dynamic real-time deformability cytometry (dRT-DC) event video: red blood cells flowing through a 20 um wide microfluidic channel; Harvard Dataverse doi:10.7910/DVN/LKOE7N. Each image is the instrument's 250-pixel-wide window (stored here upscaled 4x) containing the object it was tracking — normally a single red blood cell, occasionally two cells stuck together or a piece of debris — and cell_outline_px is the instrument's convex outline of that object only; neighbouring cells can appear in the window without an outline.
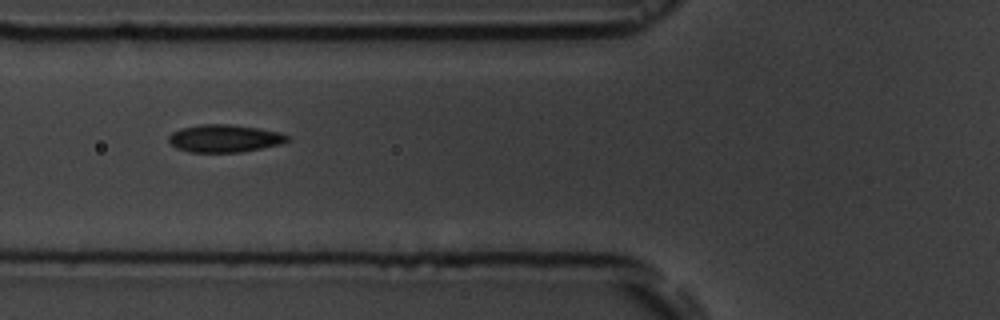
{"species": "common noctule bat (a hibernating species)", "species_latin": "Nyctalus noctula", "temperature_condition": "room temperature", "stored_images_in_passage": 7, "camera_frame_rate_fps": 3000, "um_per_image_px": 0.085, "animal": {"sex": "male", "body_mass_g": 19.5, "forearm_length_mm": 54.6}, "frame": {"image": 1, "passage_image": 5, "time_ms": 6.333, "image_size_px": [1000, 320], "cell_outline_px": [[292, 140], [284, 144], [240, 152], [188, 152], [176, 148], [168, 140], [168, 136], [172, 132], [180, 128], [204, 124], [228, 124], [260, 128], [280, 132], [292, 136]], "centroid_in_image_um": [19.15, 11.76], "position_along_channel_um": 106.6, "area_um2": 19.42}}
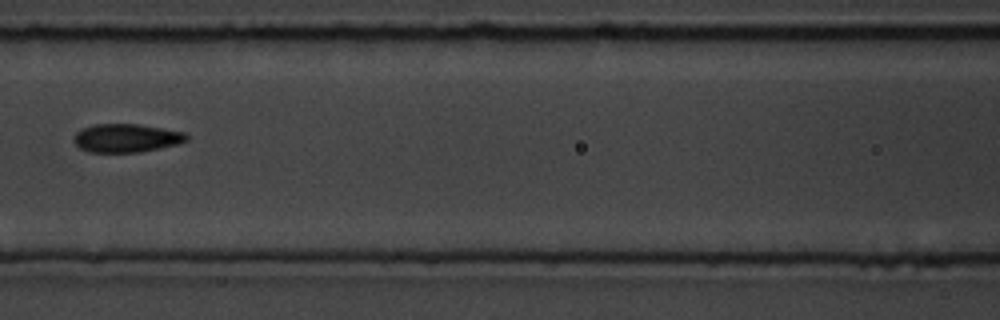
{"frame": {"image": 2, "passage_image": 6, "time_ms": 7.667, "image_size_px": [1000, 320], "cell_outline_px": [[188, 140], [180, 144], [140, 152], [88, 152], [80, 148], [72, 140], [76, 132], [92, 124], [140, 124], [184, 132], [188, 136]], "centroid_in_image_um": [10.75, 11.73], "position_along_channel_um": 155.9, "area_um2": 18.79}}
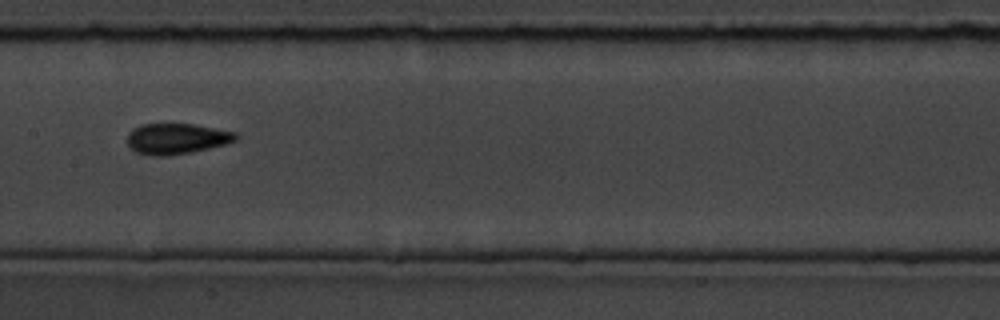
{"frame": {"image": 3, "passage_image": 7, "time_ms": 8.667, "image_size_px": [1000, 320], "cell_outline_px": [[240, 136], [236, 140], [228, 144], [192, 152], [168, 156], [152, 156], [136, 152], [128, 144], [128, 132], [132, 128], [140, 124], [192, 124], [236, 132]], "centroid_in_image_um": [15.03, 11.79], "position_along_channel_um": 192.4, "area_um2": 19.59}}